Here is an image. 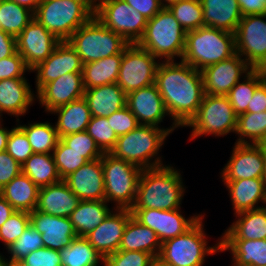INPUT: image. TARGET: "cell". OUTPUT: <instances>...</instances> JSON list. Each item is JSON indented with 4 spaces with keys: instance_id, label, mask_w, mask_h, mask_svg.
<instances>
[{
    "instance_id": "cell-5",
    "label": "cell",
    "mask_w": 266,
    "mask_h": 266,
    "mask_svg": "<svg viewBox=\"0 0 266 266\" xmlns=\"http://www.w3.org/2000/svg\"><path fill=\"white\" fill-rule=\"evenodd\" d=\"M236 54L235 34L203 26L186 32L182 61L197 70L219 63Z\"/></svg>"
},
{
    "instance_id": "cell-28",
    "label": "cell",
    "mask_w": 266,
    "mask_h": 266,
    "mask_svg": "<svg viewBox=\"0 0 266 266\" xmlns=\"http://www.w3.org/2000/svg\"><path fill=\"white\" fill-rule=\"evenodd\" d=\"M84 98L94 117H108L124 108L127 102V94L117 83L85 89Z\"/></svg>"
},
{
    "instance_id": "cell-39",
    "label": "cell",
    "mask_w": 266,
    "mask_h": 266,
    "mask_svg": "<svg viewBox=\"0 0 266 266\" xmlns=\"http://www.w3.org/2000/svg\"><path fill=\"white\" fill-rule=\"evenodd\" d=\"M34 19V12L11 0L0 3V29L17 37Z\"/></svg>"
},
{
    "instance_id": "cell-17",
    "label": "cell",
    "mask_w": 266,
    "mask_h": 266,
    "mask_svg": "<svg viewBox=\"0 0 266 266\" xmlns=\"http://www.w3.org/2000/svg\"><path fill=\"white\" fill-rule=\"evenodd\" d=\"M83 63L77 51L67 41H61L52 54L37 64L30 72H36V92L47 83L68 73H82Z\"/></svg>"
},
{
    "instance_id": "cell-14",
    "label": "cell",
    "mask_w": 266,
    "mask_h": 266,
    "mask_svg": "<svg viewBox=\"0 0 266 266\" xmlns=\"http://www.w3.org/2000/svg\"><path fill=\"white\" fill-rule=\"evenodd\" d=\"M132 216L142 225L155 231L161 243L189 230L203 214L185 218L180 209H131Z\"/></svg>"
},
{
    "instance_id": "cell-29",
    "label": "cell",
    "mask_w": 266,
    "mask_h": 266,
    "mask_svg": "<svg viewBox=\"0 0 266 266\" xmlns=\"http://www.w3.org/2000/svg\"><path fill=\"white\" fill-rule=\"evenodd\" d=\"M220 251H230L232 266H266V239H220Z\"/></svg>"
},
{
    "instance_id": "cell-59",
    "label": "cell",
    "mask_w": 266,
    "mask_h": 266,
    "mask_svg": "<svg viewBox=\"0 0 266 266\" xmlns=\"http://www.w3.org/2000/svg\"><path fill=\"white\" fill-rule=\"evenodd\" d=\"M2 121L3 120L1 118L0 119V152L6 150L8 136H9L10 131H11L10 129L4 128Z\"/></svg>"
},
{
    "instance_id": "cell-36",
    "label": "cell",
    "mask_w": 266,
    "mask_h": 266,
    "mask_svg": "<svg viewBox=\"0 0 266 266\" xmlns=\"http://www.w3.org/2000/svg\"><path fill=\"white\" fill-rule=\"evenodd\" d=\"M22 173L39 188L61 181L52 154L33 153L22 164Z\"/></svg>"
},
{
    "instance_id": "cell-31",
    "label": "cell",
    "mask_w": 266,
    "mask_h": 266,
    "mask_svg": "<svg viewBox=\"0 0 266 266\" xmlns=\"http://www.w3.org/2000/svg\"><path fill=\"white\" fill-rule=\"evenodd\" d=\"M236 219L220 239H266V208L261 207L235 214Z\"/></svg>"
},
{
    "instance_id": "cell-62",
    "label": "cell",
    "mask_w": 266,
    "mask_h": 266,
    "mask_svg": "<svg viewBox=\"0 0 266 266\" xmlns=\"http://www.w3.org/2000/svg\"><path fill=\"white\" fill-rule=\"evenodd\" d=\"M262 147L263 150V155H264V172H263V179L265 180L266 183V142L259 144Z\"/></svg>"
},
{
    "instance_id": "cell-24",
    "label": "cell",
    "mask_w": 266,
    "mask_h": 266,
    "mask_svg": "<svg viewBox=\"0 0 266 266\" xmlns=\"http://www.w3.org/2000/svg\"><path fill=\"white\" fill-rule=\"evenodd\" d=\"M27 78L0 80V119L3 113L18 117L24 116L36 101Z\"/></svg>"
},
{
    "instance_id": "cell-50",
    "label": "cell",
    "mask_w": 266,
    "mask_h": 266,
    "mask_svg": "<svg viewBox=\"0 0 266 266\" xmlns=\"http://www.w3.org/2000/svg\"><path fill=\"white\" fill-rule=\"evenodd\" d=\"M19 263L23 266H62L59 250L44 247L29 253Z\"/></svg>"
},
{
    "instance_id": "cell-4",
    "label": "cell",
    "mask_w": 266,
    "mask_h": 266,
    "mask_svg": "<svg viewBox=\"0 0 266 266\" xmlns=\"http://www.w3.org/2000/svg\"><path fill=\"white\" fill-rule=\"evenodd\" d=\"M97 0H41L34 18L58 40L67 41L95 12Z\"/></svg>"
},
{
    "instance_id": "cell-22",
    "label": "cell",
    "mask_w": 266,
    "mask_h": 266,
    "mask_svg": "<svg viewBox=\"0 0 266 266\" xmlns=\"http://www.w3.org/2000/svg\"><path fill=\"white\" fill-rule=\"evenodd\" d=\"M64 181L80 200H105L102 158L88 161Z\"/></svg>"
},
{
    "instance_id": "cell-51",
    "label": "cell",
    "mask_w": 266,
    "mask_h": 266,
    "mask_svg": "<svg viewBox=\"0 0 266 266\" xmlns=\"http://www.w3.org/2000/svg\"><path fill=\"white\" fill-rule=\"evenodd\" d=\"M30 73L23 57L16 51L12 56L0 59V80L26 78L25 72Z\"/></svg>"
},
{
    "instance_id": "cell-60",
    "label": "cell",
    "mask_w": 266,
    "mask_h": 266,
    "mask_svg": "<svg viewBox=\"0 0 266 266\" xmlns=\"http://www.w3.org/2000/svg\"><path fill=\"white\" fill-rule=\"evenodd\" d=\"M21 6H24L26 8H28L29 10L35 12L39 3L41 2V0H11Z\"/></svg>"
},
{
    "instance_id": "cell-33",
    "label": "cell",
    "mask_w": 266,
    "mask_h": 266,
    "mask_svg": "<svg viewBox=\"0 0 266 266\" xmlns=\"http://www.w3.org/2000/svg\"><path fill=\"white\" fill-rule=\"evenodd\" d=\"M38 193L39 187L22 172L0 190V195L16 211L26 212L36 209Z\"/></svg>"
},
{
    "instance_id": "cell-46",
    "label": "cell",
    "mask_w": 266,
    "mask_h": 266,
    "mask_svg": "<svg viewBox=\"0 0 266 266\" xmlns=\"http://www.w3.org/2000/svg\"><path fill=\"white\" fill-rule=\"evenodd\" d=\"M30 224V215L26 211H14L0 227V241L5 249L12 245Z\"/></svg>"
},
{
    "instance_id": "cell-37",
    "label": "cell",
    "mask_w": 266,
    "mask_h": 266,
    "mask_svg": "<svg viewBox=\"0 0 266 266\" xmlns=\"http://www.w3.org/2000/svg\"><path fill=\"white\" fill-rule=\"evenodd\" d=\"M16 121L17 125L25 132L34 153L52 154L60 139L55 125L48 121L21 125L19 124L20 120Z\"/></svg>"
},
{
    "instance_id": "cell-67",
    "label": "cell",
    "mask_w": 266,
    "mask_h": 266,
    "mask_svg": "<svg viewBox=\"0 0 266 266\" xmlns=\"http://www.w3.org/2000/svg\"><path fill=\"white\" fill-rule=\"evenodd\" d=\"M8 266H23V265L20 263H9Z\"/></svg>"
},
{
    "instance_id": "cell-38",
    "label": "cell",
    "mask_w": 266,
    "mask_h": 266,
    "mask_svg": "<svg viewBox=\"0 0 266 266\" xmlns=\"http://www.w3.org/2000/svg\"><path fill=\"white\" fill-rule=\"evenodd\" d=\"M235 133L238 135L236 144L259 145L265 143L266 111L260 113H243L237 116Z\"/></svg>"
},
{
    "instance_id": "cell-23",
    "label": "cell",
    "mask_w": 266,
    "mask_h": 266,
    "mask_svg": "<svg viewBox=\"0 0 266 266\" xmlns=\"http://www.w3.org/2000/svg\"><path fill=\"white\" fill-rule=\"evenodd\" d=\"M30 224L42 235L44 248L61 250L77 237L69 217H58L37 210L29 212Z\"/></svg>"
},
{
    "instance_id": "cell-41",
    "label": "cell",
    "mask_w": 266,
    "mask_h": 266,
    "mask_svg": "<svg viewBox=\"0 0 266 266\" xmlns=\"http://www.w3.org/2000/svg\"><path fill=\"white\" fill-rule=\"evenodd\" d=\"M62 266H88L101 261L103 256L85 237H76L71 244L60 251Z\"/></svg>"
},
{
    "instance_id": "cell-25",
    "label": "cell",
    "mask_w": 266,
    "mask_h": 266,
    "mask_svg": "<svg viewBox=\"0 0 266 266\" xmlns=\"http://www.w3.org/2000/svg\"><path fill=\"white\" fill-rule=\"evenodd\" d=\"M80 199L70 190L64 180L39 188L37 211L58 216L70 217Z\"/></svg>"
},
{
    "instance_id": "cell-66",
    "label": "cell",
    "mask_w": 266,
    "mask_h": 266,
    "mask_svg": "<svg viewBox=\"0 0 266 266\" xmlns=\"http://www.w3.org/2000/svg\"><path fill=\"white\" fill-rule=\"evenodd\" d=\"M262 82L266 85V71L261 70Z\"/></svg>"
},
{
    "instance_id": "cell-40",
    "label": "cell",
    "mask_w": 266,
    "mask_h": 266,
    "mask_svg": "<svg viewBox=\"0 0 266 266\" xmlns=\"http://www.w3.org/2000/svg\"><path fill=\"white\" fill-rule=\"evenodd\" d=\"M261 82V69H252L243 77V81H238L226 95L237 116L247 112L255 89Z\"/></svg>"
},
{
    "instance_id": "cell-53",
    "label": "cell",
    "mask_w": 266,
    "mask_h": 266,
    "mask_svg": "<svg viewBox=\"0 0 266 266\" xmlns=\"http://www.w3.org/2000/svg\"><path fill=\"white\" fill-rule=\"evenodd\" d=\"M22 172V166L7 151L0 152V190Z\"/></svg>"
},
{
    "instance_id": "cell-34",
    "label": "cell",
    "mask_w": 266,
    "mask_h": 266,
    "mask_svg": "<svg viewBox=\"0 0 266 266\" xmlns=\"http://www.w3.org/2000/svg\"><path fill=\"white\" fill-rule=\"evenodd\" d=\"M105 200L83 201L69 217L77 237H85L111 212Z\"/></svg>"
},
{
    "instance_id": "cell-43",
    "label": "cell",
    "mask_w": 266,
    "mask_h": 266,
    "mask_svg": "<svg viewBox=\"0 0 266 266\" xmlns=\"http://www.w3.org/2000/svg\"><path fill=\"white\" fill-rule=\"evenodd\" d=\"M44 247L42 235L29 224L21 236L6 250L10 254L9 263H19L29 253Z\"/></svg>"
},
{
    "instance_id": "cell-57",
    "label": "cell",
    "mask_w": 266,
    "mask_h": 266,
    "mask_svg": "<svg viewBox=\"0 0 266 266\" xmlns=\"http://www.w3.org/2000/svg\"><path fill=\"white\" fill-rule=\"evenodd\" d=\"M16 51V37L0 29V59L12 56Z\"/></svg>"
},
{
    "instance_id": "cell-54",
    "label": "cell",
    "mask_w": 266,
    "mask_h": 266,
    "mask_svg": "<svg viewBox=\"0 0 266 266\" xmlns=\"http://www.w3.org/2000/svg\"><path fill=\"white\" fill-rule=\"evenodd\" d=\"M128 5L136 9L146 19L153 18L161 9L160 0H124Z\"/></svg>"
},
{
    "instance_id": "cell-65",
    "label": "cell",
    "mask_w": 266,
    "mask_h": 266,
    "mask_svg": "<svg viewBox=\"0 0 266 266\" xmlns=\"http://www.w3.org/2000/svg\"><path fill=\"white\" fill-rule=\"evenodd\" d=\"M99 263H103V265H104V266H108V264H107V261H106V258H105V257H103V258L101 259V262H100V261H98L97 263H94V264H91V265H88V266H99V265H100Z\"/></svg>"
},
{
    "instance_id": "cell-1",
    "label": "cell",
    "mask_w": 266,
    "mask_h": 266,
    "mask_svg": "<svg viewBox=\"0 0 266 266\" xmlns=\"http://www.w3.org/2000/svg\"><path fill=\"white\" fill-rule=\"evenodd\" d=\"M155 84L163 98L166 109L182 128L196 114L205 95L202 72L188 63L160 61Z\"/></svg>"
},
{
    "instance_id": "cell-48",
    "label": "cell",
    "mask_w": 266,
    "mask_h": 266,
    "mask_svg": "<svg viewBox=\"0 0 266 266\" xmlns=\"http://www.w3.org/2000/svg\"><path fill=\"white\" fill-rule=\"evenodd\" d=\"M6 151L21 166L34 153L25 132L18 125L10 131Z\"/></svg>"
},
{
    "instance_id": "cell-18",
    "label": "cell",
    "mask_w": 266,
    "mask_h": 266,
    "mask_svg": "<svg viewBox=\"0 0 266 266\" xmlns=\"http://www.w3.org/2000/svg\"><path fill=\"white\" fill-rule=\"evenodd\" d=\"M264 155L260 145L234 144L232 154L221 170L222 181L263 178Z\"/></svg>"
},
{
    "instance_id": "cell-64",
    "label": "cell",
    "mask_w": 266,
    "mask_h": 266,
    "mask_svg": "<svg viewBox=\"0 0 266 266\" xmlns=\"http://www.w3.org/2000/svg\"><path fill=\"white\" fill-rule=\"evenodd\" d=\"M9 262L5 256L1 255L0 253V266H8Z\"/></svg>"
},
{
    "instance_id": "cell-49",
    "label": "cell",
    "mask_w": 266,
    "mask_h": 266,
    "mask_svg": "<svg viewBox=\"0 0 266 266\" xmlns=\"http://www.w3.org/2000/svg\"><path fill=\"white\" fill-rule=\"evenodd\" d=\"M105 258L108 266H149L153 256L143 251L118 250Z\"/></svg>"
},
{
    "instance_id": "cell-27",
    "label": "cell",
    "mask_w": 266,
    "mask_h": 266,
    "mask_svg": "<svg viewBox=\"0 0 266 266\" xmlns=\"http://www.w3.org/2000/svg\"><path fill=\"white\" fill-rule=\"evenodd\" d=\"M203 8V26L235 33L242 13L238 0H200Z\"/></svg>"
},
{
    "instance_id": "cell-56",
    "label": "cell",
    "mask_w": 266,
    "mask_h": 266,
    "mask_svg": "<svg viewBox=\"0 0 266 266\" xmlns=\"http://www.w3.org/2000/svg\"><path fill=\"white\" fill-rule=\"evenodd\" d=\"M242 16L266 14V0H238Z\"/></svg>"
},
{
    "instance_id": "cell-44",
    "label": "cell",
    "mask_w": 266,
    "mask_h": 266,
    "mask_svg": "<svg viewBox=\"0 0 266 266\" xmlns=\"http://www.w3.org/2000/svg\"><path fill=\"white\" fill-rule=\"evenodd\" d=\"M52 156L61 180L88 162L86 158L82 157V153L72 150L61 139L53 150Z\"/></svg>"
},
{
    "instance_id": "cell-11",
    "label": "cell",
    "mask_w": 266,
    "mask_h": 266,
    "mask_svg": "<svg viewBox=\"0 0 266 266\" xmlns=\"http://www.w3.org/2000/svg\"><path fill=\"white\" fill-rule=\"evenodd\" d=\"M94 17L105 27L121 35L128 44L139 42L148 21L124 0H97Z\"/></svg>"
},
{
    "instance_id": "cell-19",
    "label": "cell",
    "mask_w": 266,
    "mask_h": 266,
    "mask_svg": "<svg viewBox=\"0 0 266 266\" xmlns=\"http://www.w3.org/2000/svg\"><path fill=\"white\" fill-rule=\"evenodd\" d=\"M132 213L129 209H113L102 223L88 233L85 238L95 250L106 257L119 250L126 224Z\"/></svg>"
},
{
    "instance_id": "cell-30",
    "label": "cell",
    "mask_w": 266,
    "mask_h": 266,
    "mask_svg": "<svg viewBox=\"0 0 266 266\" xmlns=\"http://www.w3.org/2000/svg\"><path fill=\"white\" fill-rule=\"evenodd\" d=\"M57 114L55 128L59 138L86 131L91 119V112L84 97L55 108L50 112Z\"/></svg>"
},
{
    "instance_id": "cell-68",
    "label": "cell",
    "mask_w": 266,
    "mask_h": 266,
    "mask_svg": "<svg viewBox=\"0 0 266 266\" xmlns=\"http://www.w3.org/2000/svg\"><path fill=\"white\" fill-rule=\"evenodd\" d=\"M260 69L266 71V64L262 68H260Z\"/></svg>"
},
{
    "instance_id": "cell-3",
    "label": "cell",
    "mask_w": 266,
    "mask_h": 266,
    "mask_svg": "<svg viewBox=\"0 0 266 266\" xmlns=\"http://www.w3.org/2000/svg\"><path fill=\"white\" fill-rule=\"evenodd\" d=\"M178 127L177 124H172L166 129L139 125L129 133L119 136L110 154L142 169L164 166L166 164H163L158 154L166 138Z\"/></svg>"
},
{
    "instance_id": "cell-13",
    "label": "cell",
    "mask_w": 266,
    "mask_h": 266,
    "mask_svg": "<svg viewBox=\"0 0 266 266\" xmlns=\"http://www.w3.org/2000/svg\"><path fill=\"white\" fill-rule=\"evenodd\" d=\"M235 34L236 53L253 69L266 64V14L242 16Z\"/></svg>"
},
{
    "instance_id": "cell-10",
    "label": "cell",
    "mask_w": 266,
    "mask_h": 266,
    "mask_svg": "<svg viewBox=\"0 0 266 266\" xmlns=\"http://www.w3.org/2000/svg\"><path fill=\"white\" fill-rule=\"evenodd\" d=\"M184 127L192 128L189 140L203 135L224 137L235 133L237 115L227 96L205 93L196 114Z\"/></svg>"
},
{
    "instance_id": "cell-15",
    "label": "cell",
    "mask_w": 266,
    "mask_h": 266,
    "mask_svg": "<svg viewBox=\"0 0 266 266\" xmlns=\"http://www.w3.org/2000/svg\"><path fill=\"white\" fill-rule=\"evenodd\" d=\"M60 42L34 18L16 37V50L31 70L46 60Z\"/></svg>"
},
{
    "instance_id": "cell-32",
    "label": "cell",
    "mask_w": 266,
    "mask_h": 266,
    "mask_svg": "<svg viewBox=\"0 0 266 266\" xmlns=\"http://www.w3.org/2000/svg\"><path fill=\"white\" fill-rule=\"evenodd\" d=\"M161 245L155 231L142 225L131 216L126 224L119 250L143 251L156 257L160 253Z\"/></svg>"
},
{
    "instance_id": "cell-55",
    "label": "cell",
    "mask_w": 266,
    "mask_h": 266,
    "mask_svg": "<svg viewBox=\"0 0 266 266\" xmlns=\"http://www.w3.org/2000/svg\"><path fill=\"white\" fill-rule=\"evenodd\" d=\"M266 111V85L261 82L255 89L246 113H260Z\"/></svg>"
},
{
    "instance_id": "cell-21",
    "label": "cell",
    "mask_w": 266,
    "mask_h": 266,
    "mask_svg": "<svg viewBox=\"0 0 266 266\" xmlns=\"http://www.w3.org/2000/svg\"><path fill=\"white\" fill-rule=\"evenodd\" d=\"M126 106L134 114L139 125L160 127L164 117H170L155 83L128 93Z\"/></svg>"
},
{
    "instance_id": "cell-6",
    "label": "cell",
    "mask_w": 266,
    "mask_h": 266,
    "mask_svg": "<svg viewBox=\"0 0 266 266\" xmlns=\"http://www.w3.org/2000/svg\"><path fill=\"white\" fill-rule=\"evenodd\" d=\"M186 31L168 8H162L147 21L142 38L137 43L160 61L182 59L185 49Z\"/></svg>"
},
{
    "instance_id": "cell-61",
    "label": "cell",
    "mask_w": 266,
    "mask_h": 266,
    "mask_svg": "<svg viewBox=\"0 0 266 266\" xmlns=\"http://www.w3.org/2000/svg\"><path fill=\"white\" fill-rule=\"evenodd\" d=\"M149 266H172V265L163 261L159 256H156L151 259Z\"/></svg>"
},
{
    "instance_id": "cell-47",
    "label": "cell",
    "mask_w": 266,
    "mask_h": 266,
    "mask_svg": "<svg viewBox=\"0 0 266 266\" xmlns=\"http://www.w3.org/2000/svg\"><path fill=\"white\" fill-rule=\"evenodd\" d=\"M60 139L72 150L82 153V157L88 161H93L103 156V152L86 131L63 136Z\"/></svg>"
},
{
    "instance_id": "cell-16",
    "label": "cell",
    "mask_w": 266,
    "mask_h": 266,
    "mask_svg": "<svg viewBox=\"0 0 266 266\" xmlns=\"http://www.w3.org/2000/svg\"><path fill=\"white\" fill-rule=\"evenodd\" d=\"M253 68L237 53L228 59L206 66L202 72L204 91L226 96L231 88ZM242 76V77H241Z\"/></svg>"
},
{
    "instance_id": "cell-7",
    "label": "cell",
    "mask_w": 266,
    "mask_h": 266,
    "mask_svg": "<svg viewBox=\"0 0 266 266\" xmlns=\"http://www.w3.org/2000/svg\"><path fill=\"white\" fill-rule=\"evenodd\" d=\"M204 216L185 233L164 241L158 256L172 266H203L206 256L221 252L220 238L217 244L208 246Z\"/></svg>"
},
{
    "instance_id": "cell-20",
    "label": "cell",
    "mask_w": 266,
    "mask_h": 266,
    "mask_svg": "<svg viewBox=\"0 0 266 266\" xmlns=\"http://www.w3.org/2000/svg\"><path fill=\"white\" fill-rule=\"evenodd\" d=\"M82 73H68L45 84L36 94L38 103L50 113L57 107L84 97Z\"/></svg>"
},
{
    "instance_id": "cell-8",
    "label": "cell",
    "mask_w": 266,
    "mask_h": 266,
    "mask_svg": "<svg viewBox=\"0 0 266 266\" xmlns=\"http://www.w3.org/2000/svg\"><path fill=\"white\" fill-rule=\"evenodd\" d=\"M102 167L104 173L105 201H113L114 209H129L134 205L142 168L103 153Z\"/></svg>"
},
{
    "instance_id": "cell-26",
    "label": "cell",
    "mask_w": 266,
    "mask_h": 266,
    "mask_svg": "<svg viewBox=\"0 0 266 266\" xmlns=\"http://www.w3.org/2000/svg\"><path fill=\"white\" fill-rule=\"evenodd\" d=\"M229 191L234 215L240 212L258 209L260 202H266V183L263 178L222 181Z\"/></svg>"
},
{
    "instance_id": "cell-35",
    "label": "cell",
    "mask_w": 266,
    "mask_h": 266,
    "mask_svg": "<svg viewBox=\"0 0 266 266\" xmlns=\"http://www.w3.org/2000/svg\"><path fill=\"white\" fill-rule=\"evenodd\" d=\"M123 50L98 61L83 64L82 76L85 89L116 83L119 76Z\"/></svg>"
},
{
    "instance_id": "cell-58",
    "label": "cell",
    "mask_w": 266,
    "mask_h": 266,
    "mask_svg": "<svg viewBox=\"0 0 266 266\" xmlns=\"http://www.w3.org/2000/svg\"><path fill=\"white\" fill-rule=\"evenodd\" d=\"M14 211L16 210L0 195V227Z\"/></svg>"
},
{
    "instance_id": "cell-12",
    "label": "cell",
    "mask_w": 266,
    "mask_h": 266,
    "mask_svg": "<svg viewBox=\"0 0 266 266\" xmlns=\"http://www.w3.org/2000/svg\"><path fill=\"white\" fill-rule=\"evenodd\" d=\"M160 61L137 43L123 49L117 84L128 94L155 83Z\"/></svg>"
},
{
    "instance_id": "cell-63",
    "label": "cell",
    "mask_w": 266,
    "mask_h": 266,
    "mask_svg": "<svg viewBox=\"0 0 266 266\" xmlns=\"http://www.w3.org/2000/svg\"><path fill=\"white\" fill-rule=\"evenodd\" d=\"M181 0H160L162 8H169L171 5L178 3Z\"/></svg>"
},
{
    "instance_id": "cell-42",
    "label": "cell",
    "mask_w": 266,
    "mask_h": 266,
    "mask_svg": "<svg viewBox=\"0 0 266 266\" xmlns=\"http://www.w3.org/2000/svg\"><path fill=\"white\" fill-rule=\"evenodd\" d=\"M168 9L186 32L203 27L204 13L200 0H181Z\"/></svg>"
},
{
    "instance_id": "cell-2",
    "label": "cell",
    "mask_w": 266,
    "mask_h": 266,
    "mask_svg": "<svg viewBox=\"0 0 266 266\" xmlns=\"http://www.w3.org/2000/svg\"><path fill=\"white\" fill-rule=\"evenodd\" d=\"M180 171L172 165L143 169L131 209H180L185 192Z\"/></svg>"
},
{
    "instance_id": "cell-45",
    "label": "cell",
    "mask_w": 266,
    "mask_h": 266,
    "mask_svg": "<svg viewBox=\"0 0 266 266\" xmlns=\"http://www.w3.org/2000/svg\"><path fill=\"white\" fill-rule=\"evenodd\" d=\"M86 132L103 153H110L118 139V136L110 127L107 117L92 116L87 125Z\"/></svg>"
},
{
    "instance_id": "cell-52",
    "label": "cell",
    "mask_w": 266,
    "mask_h": 266,
    "mask_svg": "<svg viewBox=\"0 0 266 266\" xmlns=\"http://www.w3.org/2000/svg\"><path fill=\"white\" fill-rule=\"evenodd\" d=\"M110 127L119 137L139 126L136 117L127 106L107 117Z\"/></svg>"
},
{
    "instance_id": "cell-9",
    "label": "cell",
    "mask_w": 266,
    "mask_h": 266,
    "mask_svg": "<svg viewBox=\"0 0 266 266\" xmlns=\"http://www.w3.org/2000/svg\"><path fill=\"white\" fill-rule=\"evenodd\" d=\"M83 64L119 54L128 42L93 17L79 27L67 40Z\"/></svg>"
}]
</instances>
